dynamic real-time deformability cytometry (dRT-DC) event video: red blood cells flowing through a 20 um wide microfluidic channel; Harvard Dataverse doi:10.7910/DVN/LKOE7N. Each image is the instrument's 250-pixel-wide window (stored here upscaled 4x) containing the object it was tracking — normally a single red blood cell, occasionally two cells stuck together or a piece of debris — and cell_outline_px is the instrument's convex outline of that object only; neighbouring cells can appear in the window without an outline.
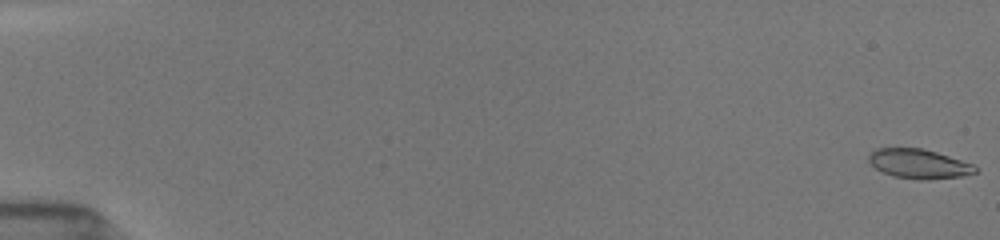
{"species": "common noctule bat (a hibernating species)", "species_latin": "Nyctalus noctula", "temperature_condition": "room temperature", "stored_images_in_passage": 54, "camera_frame_rate_fps": 3000, "um_per_image_px": 0.085, "animal": {"sex": "female", "body_mass_g": 19.5, "forearm_length_mm": 54.1}, "frame": {"image": 1, "passage_image": 1, "time_ms": 0.0, "image_size_px": [1000, 240], "cell_outline_px": [[976, 172], [964, 176], [924, 180], [920, 180], [892, 176], [876, 168], [868, 160], [868, 156], [876, 148], [920, 148], [936, 152], [972, 164], [976, 168]], "centroid_in_image_um": [78.09, 13.93], "position_along_channel_um": 6.9, "area_um2": 18.03}}
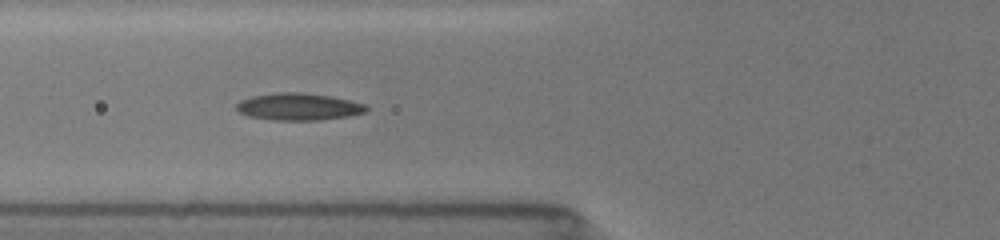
{"frame": {"image": 2, "passage_image": 22, "time_ms": 7.0, "image_size_px": [1000, 240], "cell_outline_px": [[368, 108], [364, 112], [348, 116], [320, 120], [272, 120], [248, 116], [240, 112], [236, 108], [236, 104], [240, 100], [252, 96], [276, 92], [304, 92], [332, 96], [364, 104]], "centroid_in_image_um": [25.35, 9.06], "position_along_channel_um": 100.5, "area_um2": 20.52}}
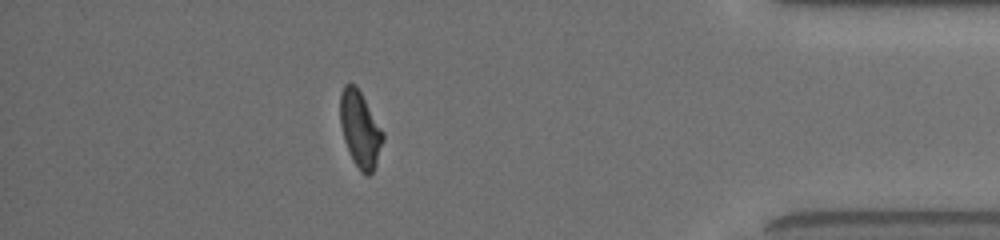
{"frame": {"image": 3, "passage_image": 48, "time_ms": 15.667, "image_size_px": [1000, 240], "cell_outline_px": [[384, 140], [372, 172], [368, 176], [364, 176], [360, 172], [352, 160], [344, 140], [340, 124], [340, 92], [344, 84], [356, 84], [384, 132]], "centroid_in_image_um": [30.6, 10.98], "position_along_channel_um": 404.6, "area_um2": 19.07}, "authors_computed_cell_mechanics": {"area_um2": 19.1896, "velocity_mm_per_s": 3.915, "shape_relaxation_time_tau1_ms": 5.5932, "shape_relaxation_time_tau2_ms": 1.7438, "deformation_change_tau1": 0.1661, "deformation_change_tau2": 0.0831}}